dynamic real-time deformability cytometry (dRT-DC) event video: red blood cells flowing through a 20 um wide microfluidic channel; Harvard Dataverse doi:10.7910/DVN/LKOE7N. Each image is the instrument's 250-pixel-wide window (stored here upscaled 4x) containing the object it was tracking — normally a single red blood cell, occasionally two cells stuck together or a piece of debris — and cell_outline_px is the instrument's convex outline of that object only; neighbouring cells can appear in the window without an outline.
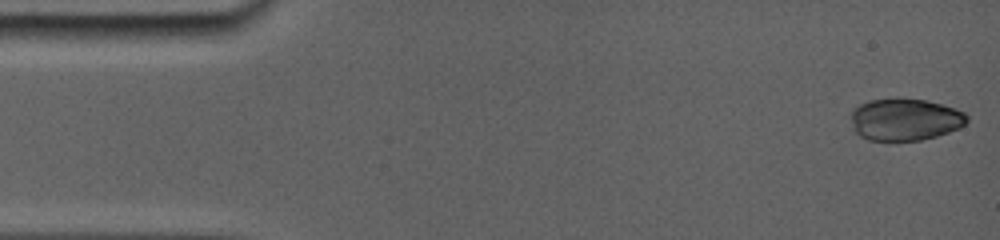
{"species": "common noctule bat (a hibernating species)", "species_latin": "Nyctalus noctula", "temperature_condition": "room temperature", "stored_images_in_passage": 28, "camera_frame_rate_fps": 5000, "um_per_image_px": 0.085, "animal": {"sex": "female", "body_mass_g": 19.0, "forearm_length_mm": 56.7}, "frame": {"image": 1, "passage_image": 1, "time_ms": 0.0, "image_size_px": [1000, 240], "cell_outline_px": [[968, 120], [964, 124], [948, 132], [936, 136], [920, 140], [872, 140], [860, 136], [856, 132], [852, 120], [852, 112], [860, 104], [872, 100], [924, 100], [940, 104], [964, 112], [968, 116]], "centroid_in_image_um": [76.94, 10.18], "position_along_channel_um": 8.1, "area_um2": 27.46}}
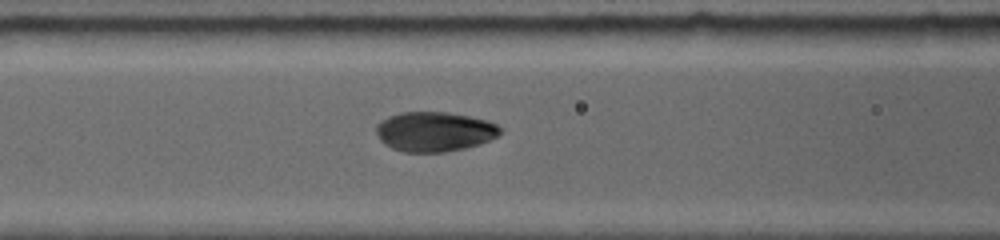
{"frame": {"image": 2, "passage_image": 13, "time_ms": 6.2, "image_size_px": [1000, 240], "cell_outline_px": [[500, 132], [496, 136], [488, 140], [464, 148], [444, 152], [404, 152], [392, 148], [380, 140], [376, 132], [376, 128], [388, 116], [400, 112], [448, 112], [468, 116], [484, 120], [496, 124], [500, 128]], "centroid_in_image_um": [36.9, 11.18], "position_along_channel_um": 129.7, "area_um2": 28.21}}
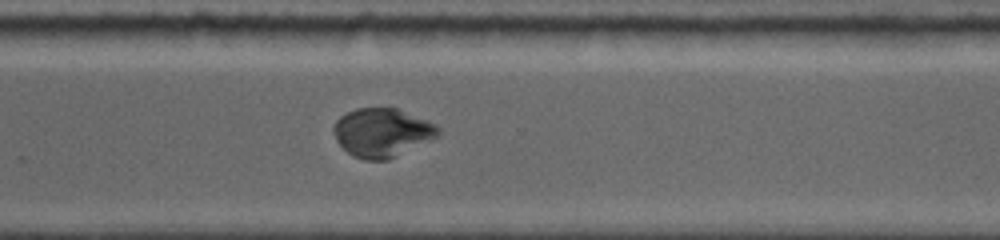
{"frame": {"image": 3, "passage_image": 24, "time_ms": 11.6, "image_size_px": [1000, 240], "cell_outline_px": [[440, 136], [388, 160], [364, 160], [352, 156], [336, 140], [332, 128], [336, 120], [340, 116], [356, 108], [396, 108], [436, 124], [440, 128]], "centroid_in_image_um": [32.48, 11.28], "position_along_channel_um": 338.1, "area_um2": 29.71}, "authors_computed_cell_mechanics": {"area_um2": 28.8422, "velocity_mm_per_s": 3.8677, "shape_relaxation_time_tau1_ms": 7.5072, "shape_relaxation_time_tau2_ms": null, "deformation_change_tau1": 0.2185, "deformation_change_tau2": null}}